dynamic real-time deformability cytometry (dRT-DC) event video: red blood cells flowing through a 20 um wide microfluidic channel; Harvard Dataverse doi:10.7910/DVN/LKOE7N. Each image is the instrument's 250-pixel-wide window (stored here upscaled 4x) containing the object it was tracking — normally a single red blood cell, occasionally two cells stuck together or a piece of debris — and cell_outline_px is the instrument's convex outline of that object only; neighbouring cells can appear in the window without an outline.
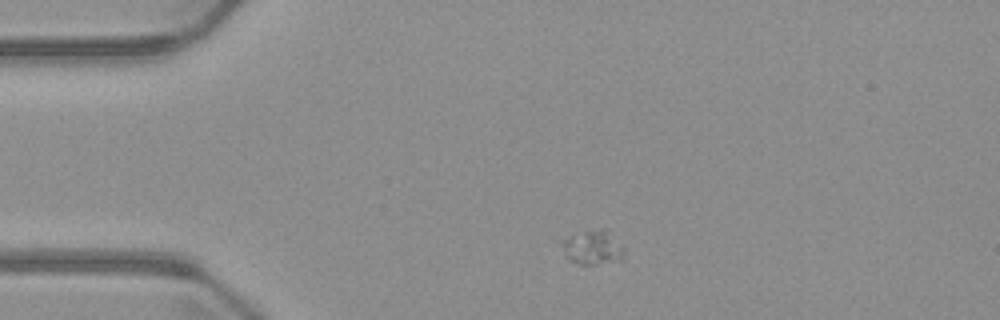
{"species": "common noctule bat (a hibernating species)", "species_latin": "Nyctalus noctula", "temperature_condition": "warm", "stored_images_in_passage": 2, "camera_frame_rate_fps": 3000, "um_per_image_px": 0.085, "animal": {"sex": "male", "body_mass_g": 23.1, "forearm_length_mm": 52.7}, "frame": {"image": 1, "passage_image": 1, "time_ms": 0.0, "image_size_px": [1000, 320], "cell_outline_px": [[624, 260], [596, 264], [576, 264], [568, 260], [560, 240], [568, 236], [584, 232], [604, 232], [624, 248]], "centroid_in_image_um": [50.33, 21.13], "position_along_channel_um": 34.7, "area_um2": 11.73}}